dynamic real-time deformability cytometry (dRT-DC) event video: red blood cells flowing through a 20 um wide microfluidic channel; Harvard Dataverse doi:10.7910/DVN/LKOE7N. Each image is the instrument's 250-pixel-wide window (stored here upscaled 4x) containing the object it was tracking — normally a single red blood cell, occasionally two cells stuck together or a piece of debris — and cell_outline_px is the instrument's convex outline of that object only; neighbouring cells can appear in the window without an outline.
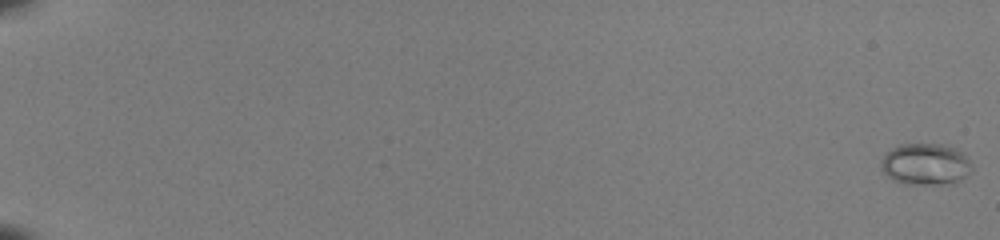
{"species": "common noctule bat (a hibernating species)", "species_latin": "Nyctalus noctula", "temperature_condition": "room temperature", "stored_images_in_passage": 53, "camera_frame_rate_fps": 3000, "um_per_image_px": 0.085, "animal": {"sex": "female", "body_mass_g": 22.0, "forearm_length_mm": 56.7}, "frame": {"image": 1, "passage_image": 1, "time_ms": 0.0, "image_size_px": [1000, 240], "cell_outline_px": [[972, 168], [956, 184], [904, 184], [892, 180], [880, 168], [880, 160], [892, 148], [900, 144], [940, 144], [956, 148], [964, 152], [972, 164]], "centroid_in_image_um": [78.67, 13.96], "position_along_channel_um": 6.3, "area_um2": 22.25}}
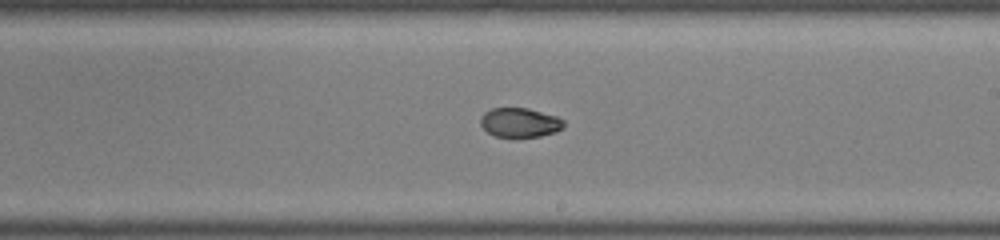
{"frame": {"image": 2, "passage_image": 35, "time_ms": 11.333, "image_size_px": [1000, 240], "cell_outline_px": [[564, 128], [556, 132], [540, 136], [516, 140], [496, 136], [488, 132], [480, 124], [480, 116], [484, 112], [492, 108], [528, 108], [556, 116], [564, 120]], "centroid_in_image_um": [44.18, 10.45], "position_along_channel_um": 244.8, "area_um2": 14.8}}
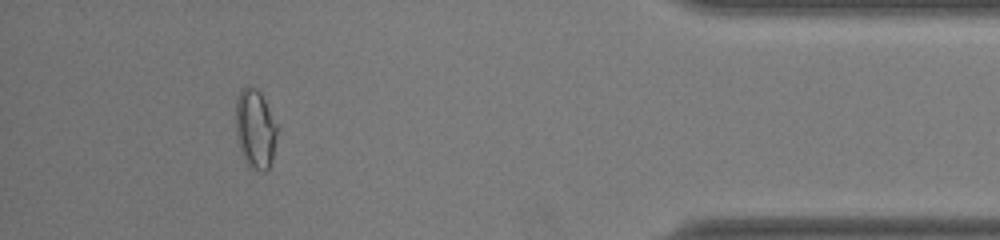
{"frame": {"image": 3, "passage_image": 50, "time_ms": 16.333, "image_size_px": [1000, 240], "cell_outline_px": [[276, 140], [272, 160], [268, 168], [264, 172], [260, 172], [248, 164], [244, 160], [240, 152], [236, 140], [236, 96], [240, 88], [248, 84], [256, 88], [260, 92], [276, 124]], "centroid_in_image_um": [21.66, 10.94], "position_along_channel_um": 413.5, "area_um2": 19.25}, "authors_computed_cell_mechanics": {"area_um2": 16.1262, "velocity_mm_per_s": 4.0874, "shape_relaxation_time_tau1_ms": 7.5905, "shape_relaxation_time_tau2_ms": 0.8303, "deformation_change_tau1": 0.2596, "deformation_change_tau2": 0.0398}}